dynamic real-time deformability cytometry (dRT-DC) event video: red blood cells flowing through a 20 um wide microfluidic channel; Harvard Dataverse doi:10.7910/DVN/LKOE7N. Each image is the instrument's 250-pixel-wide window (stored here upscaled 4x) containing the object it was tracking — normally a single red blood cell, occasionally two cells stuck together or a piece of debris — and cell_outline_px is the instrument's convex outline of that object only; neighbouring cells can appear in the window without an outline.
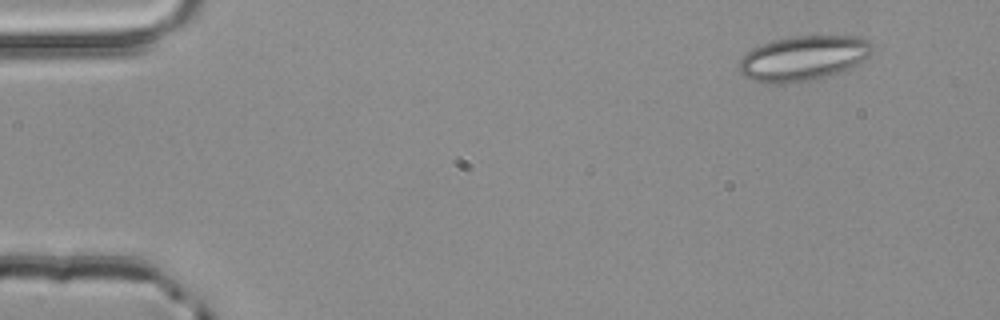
{"species": "common noctule bat (a hibernating species)", "species_latin": "Nyctalus noctula", "temperature_condition": "room temperature", "stored_images_in_passage": 5, "segment_of_instrument_passage": [2, 2], "camera_frame_rate_fps": 3000, "um_per_image_px": 0.085, "animal": {"sex": "male", "body_mass_g": 20.4}, "frame": {"image": 1, "passage_image": 5, "time_ms": 1.333, "image_size_px": [1000, 320], "cell_outline_px": [[872, 52], [868, 56], [856, 64], [848, 68], [824, 76], [808, 80], [784, 84], [764, 84], [752, 80], [744, 76], [740, 72], [740, 60], [752, 48], [760, 44], [772, 40], [792, 36], [860, 36], [868, 40], [872, 44]], "centroid_in_image_um": [68.24, 4.94], "position_along_channel_um": 16.8, "area_um2": 34.62}}